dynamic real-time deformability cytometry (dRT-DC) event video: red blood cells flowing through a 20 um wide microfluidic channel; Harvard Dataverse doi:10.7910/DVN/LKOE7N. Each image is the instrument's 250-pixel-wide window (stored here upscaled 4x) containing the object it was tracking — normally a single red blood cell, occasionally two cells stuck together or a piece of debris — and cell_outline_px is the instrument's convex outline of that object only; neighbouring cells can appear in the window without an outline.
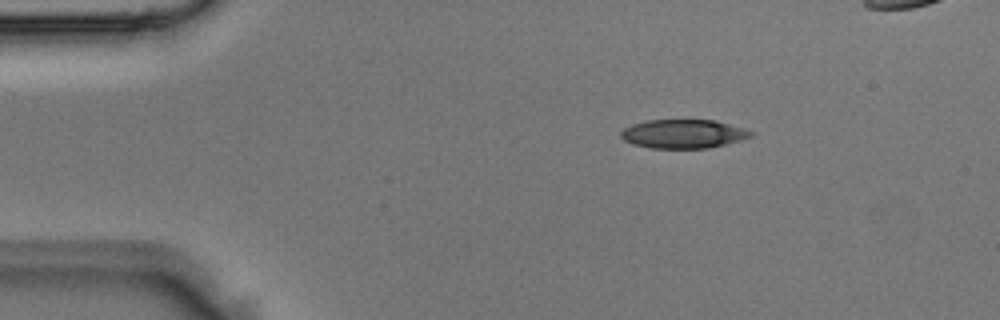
{"species": "Egyptian fruit bat (a non-hibernating species)", "species_latin": "Rousettus aegyptiacus", "temperature_condition": "room temperature", "stored_images_in_passage": 5, "camera_frame_rate_fps": 3000, "um_per_image_px": 0.085, "animal": {"sex": "male"}, "frame": {"image": 1, "passage_image": 5, "time_ms": 1.333, "image_size_px": [1000, 320], "cell_outline_px": [[756, 132], [752, 136], [740, 140], [708, 148], [652, 148], [632, 144], [624, 140], [620, 136], [620, 132], [624, 128], [632, 124], [648, 120], [716, 120]], "centroid_in_image_um": [58.07, 11.37], "position_along_channel_um": 26.9, "area_um2": 21.79}}